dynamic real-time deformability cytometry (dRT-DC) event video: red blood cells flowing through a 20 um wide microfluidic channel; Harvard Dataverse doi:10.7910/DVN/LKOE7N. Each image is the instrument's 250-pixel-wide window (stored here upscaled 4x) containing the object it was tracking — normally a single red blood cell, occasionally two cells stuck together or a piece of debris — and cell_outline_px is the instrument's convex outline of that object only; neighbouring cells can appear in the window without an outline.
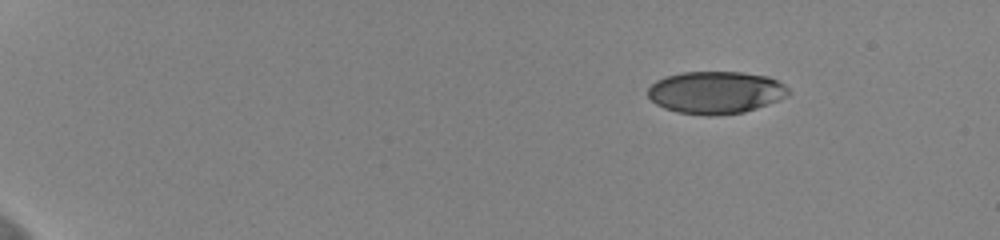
{"species": "human", "species_latin": "Homo sapiens", "temperature_condition": "cold", "stored_images_in_passage": 50, "camera_frame_rate_fps": 3000, "um_per_image_px": 0.085, "donor": {"sex": "female"}, "frame": {"image": 1, "passage_image": 1, "time_ms": 0.0, "image_size_px": [1000, 240], "cell_outline_px": [[792, 92], [788, 96], [768, 104], [744, 112], [712, 116], [708, 116], [676, 112], [664, 108], [656, 104], [648, 96], [648, 88], [656, 80], [664, 76], [684, 72], [740, 72], [768, 76], [784, 84]], "centroid_in_image_um": [60.84, 7.86], "position_along_channel_um": 24.2, "area_um2": 34.91}}
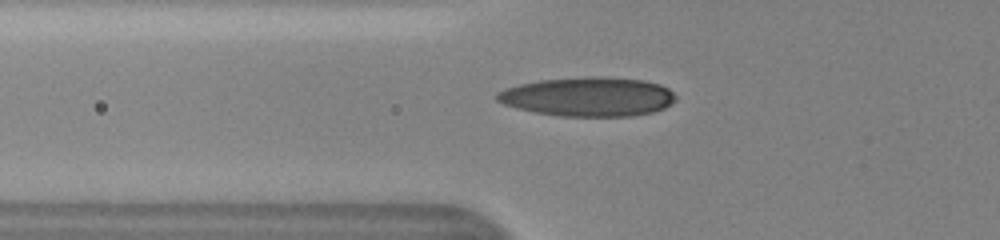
{"frame": {"image": 2, "passage_image": 16, "time_ms": 5.0, "image_size_px": [1000, 240], "cell_outline_px": [[676, 100], [672, 104], [664, 108], [652, 112], [632, 116], [560, 116], [536, 112], [516, 108], [504, 104], [496, 100], [496, 92], [504, 88], [520, 84], [540, 80], [596, 76], [600, 76], [644, 80], [660, 84], [668, 88], [676, 96]], "centroid_in_image_um": [50.01, 8.22], "position_along_channel_um": 75.8, "area_um2": 40.86}}
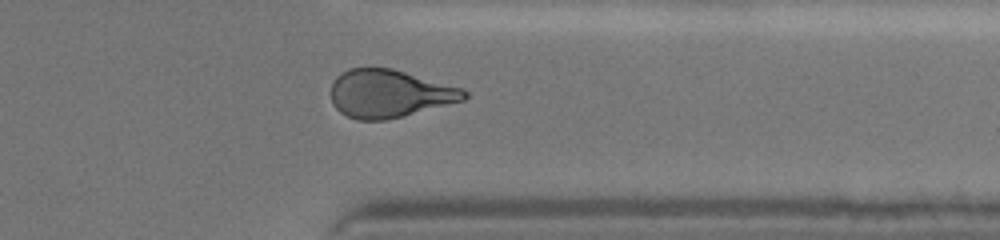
{"frame": {"image": 3, "passage_image": 41, "time_ms": 13.333, "image_size_px": [1000, 240], "cell_outline_px": [[468, 96], [464, 100], [388, 120], [356, 120], [340, 112], [332, 104], [332, 84], [336, 76], [348, 68], [392, 68], [464, 88], [468, 92]], "centroid_in_image_um": [33.11, 7.96], "position_along_channel_um": 378.3, "area_um2": 37.28}, "authors_computed_cell_mechanics": {"area_um2": 37.57, "velocity_mm_per_s": 3.6539, "shape_relaxation_time_tau1_ms": 6.2177, "shape_relaxation_time_tau2_ms": 1.8646, "deformation_change_tau1": 0.194, "deformation_change_tau2": 0.086}}